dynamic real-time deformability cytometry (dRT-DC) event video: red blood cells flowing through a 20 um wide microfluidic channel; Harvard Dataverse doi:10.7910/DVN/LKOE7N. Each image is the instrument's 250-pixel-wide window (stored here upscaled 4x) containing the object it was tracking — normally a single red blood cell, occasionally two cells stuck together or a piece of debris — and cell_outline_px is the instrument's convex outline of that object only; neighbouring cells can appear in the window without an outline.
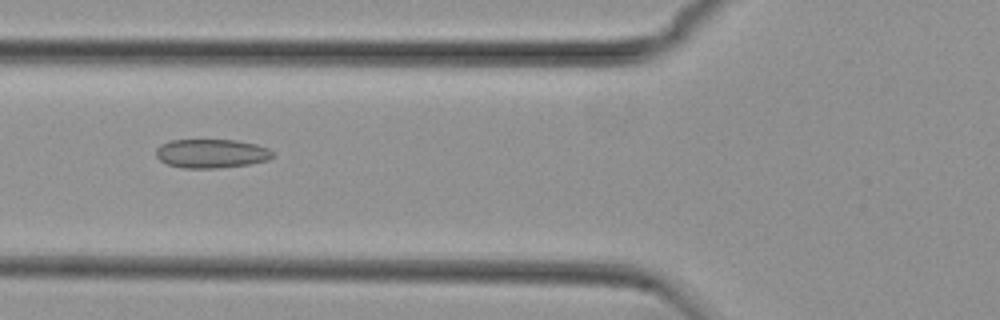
{"species": "common noctule bat (a hibernating species)", "species_latin": "Nyctalus noctula", "temperature_condition": "cold", "stored_images_in_passage": 44, "camera_frame_rate_fps": 3000, "um_per_image_px": 0.085, "animal": {"sex": "female", "body_mass_g": 29.2, "forearm_length_mm": 56.3}, "frame": {"image": 1, "passage_image": 10, "time_ms": 3.0, "image_size_px": [1000, 320], "cell_outline_px": [[272, 156], [268, 160], [248, 164], [220, 168], [184, 168], [168, 164], [160, 160], [156, 156], [156, 148], [160, 144], [172, 140], [236, 140], [256, 144], [268, 148], [272, 152]], "centroid_in_image_um": [17.95, 13.04], "position_along_channel_um": 107.9, "area_um2": 19.59}}
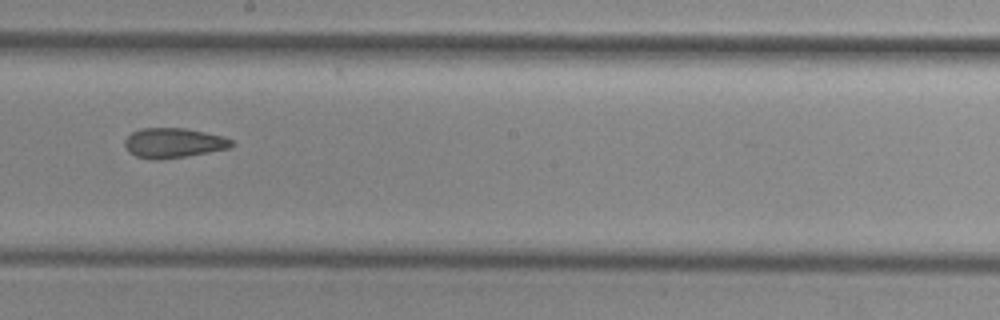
{"frame": {"image": 2, "passage_image": 20, "time_ms": 6.333, "image_size_px": [1000, 320], "cell_outline_px": [[236, 144], [228, 148], [188, 156], [160, 160], [152, 160], [136, 156], [128, 152], [124, 144], [124, 140], [132, 132], [140, 128], [184, 128], [224, 136], [232, 140]], "centroid_in_image_um": [14.73, 12.15], "position_along_channel_um": 233.5, "area_um2": 18.73}}
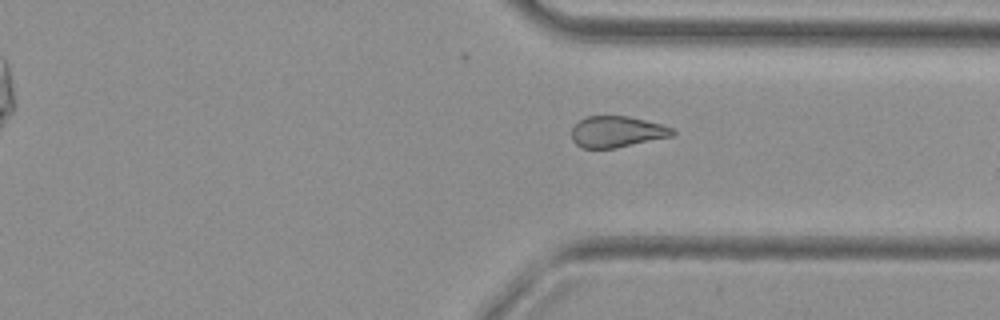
{"frame": {"image": 3, "passage_image": 30, "time_ms": 9.667, "image_size_px": [1000, 320], "cell_outline_px": [[676, 132], [672, 136], [616, 148], [580, 148], [572, 140], [572, 128], [580, 120], [588, 116], [628, 116], [660, 124], [672, 128]], "centroid_in_image_um": [52.42, 11.2], "position_along_channel_um": 359.0, "area_um2": 18.21}, "authors_computed_cell_mechanics": {"area_um2": 19.2763, "velocity_mm_per_s": 3.7647, "shape_relaxation_time_tau1_ms": null, "shape_relaxation_time_tau2_ms": 3.1917, "deformation_change_tau1": null, "deformation_change_tau2": 0.0937}}